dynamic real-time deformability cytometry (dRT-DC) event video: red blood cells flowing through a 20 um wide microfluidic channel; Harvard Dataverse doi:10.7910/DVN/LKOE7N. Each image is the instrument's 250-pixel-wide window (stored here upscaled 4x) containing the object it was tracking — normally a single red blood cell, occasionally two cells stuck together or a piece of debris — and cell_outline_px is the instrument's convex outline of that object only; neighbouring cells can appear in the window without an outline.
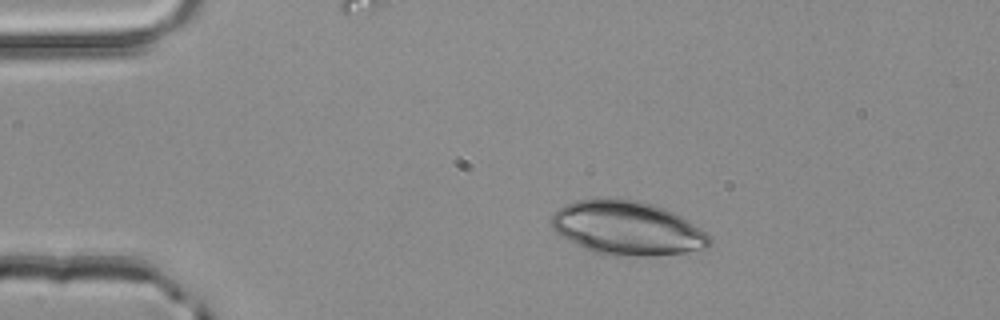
{"species": "common noctule bat (a hibernating species)", "species_latin": "Nyctalus noctula", "temperature_condition": "room temperature", "stored_images_in_passage": 51, "camera_frame_rate_fps": 3000, "um_per_image_px": 0.085, "animal": {"sex": "male", "body_mass_g": 20.4}, "frame": {"image": 1, "passage_image": 10, "time_ms": 3.0, "image_size_px": [1000, 320], "cell_outline_px": [[712, 244], [704, 252], [652, 256], [608, 256], [592, 252], [568, 240], [556, 232], [552, 228], [548, 220], [564, 204], [576, 200], [636, 200], [652, 204], [664, 208], [680, 216], [704, 232], [712, 240]], "centroid_in_image_um": [53.35, 19.45], "position_along_channel_um": 31.7, "area_um2": 49.82}}
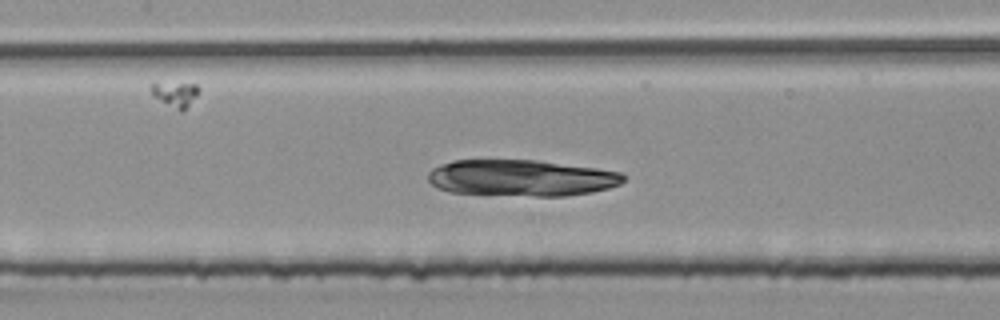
{"frame": {"image": 2, "passage_image": 24, "time_ms": 7.667, "image_size_px": [1000, 320], "cell_outline_px": [[624, 180], [620, 184], [608, 188], [592, 192], [564, 196], [536, 196], [448, 192], [436, 188], [428, 180], [428, 172], [432, 168], [440, 164], [452, 160], [536, 160], [596, 168], [620, 172], [624, 176]], "centroid_in_image_um": [44.27, 15.12], "position_along_channel_um": 163.1, "area_um2": 41.44}}
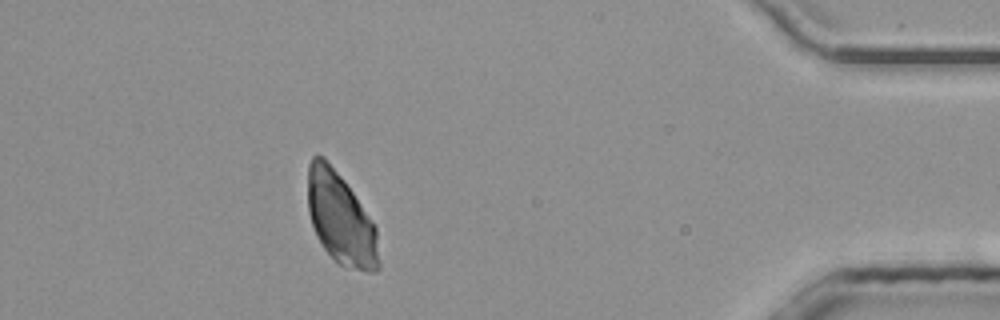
{"frame": {"image": 3, "passage_image": 46, "time_ms": 15.0, "image_size_px": [1000, 320], "cell_outline_px": [[380, 268], [376, 272], [368, 272], [340, 264], [324, 248], [316, 236], [308, 212], [308, 164], [312, 156], [324, 156], [344, 180], [376, 228], [380, 260]], "centroid_in_image_um": [28.95, 18.59], "position_along_channel_um": 406.2, "area_um2": 37.63}}